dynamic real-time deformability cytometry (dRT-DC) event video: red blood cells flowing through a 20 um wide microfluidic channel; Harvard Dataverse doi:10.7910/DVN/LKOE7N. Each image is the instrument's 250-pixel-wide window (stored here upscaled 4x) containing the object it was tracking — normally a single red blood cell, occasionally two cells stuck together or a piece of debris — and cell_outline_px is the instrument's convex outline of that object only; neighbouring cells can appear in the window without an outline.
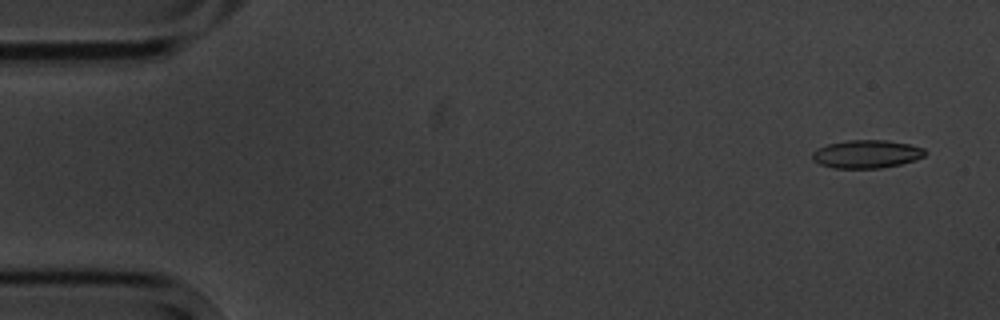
{"species": "common noctule bat (a hibernating species)", "species_latin": "Nyctalus noctula", "temperature_condition": "cold", "stored_images_in_passage": 8, "camera_frame_rate_fps": 3000, "um_per_image_px": 0.085, "animal": {"sex": "male", "body_mass_g": 20.1, "forearm_length_mm": 53.5}, "frame": {"image": 1, "passage_image": 1, "time_ms": 0.0, "image_size_px": [1000, 320], "cell_outline_px": [[928, 152], [924, 156], [916, 160], [900, 164], [880, 168], [832, 168], [820, 164], [812, 160], [812, 152], [816, 148], [828, 144], [848, 140], [888, 140], [908, 144], [924, 148]], "centroid_in_image_um": [73.65, 13.09], "position_along_channel_um": 11.3, "area_um2": 18.61}}
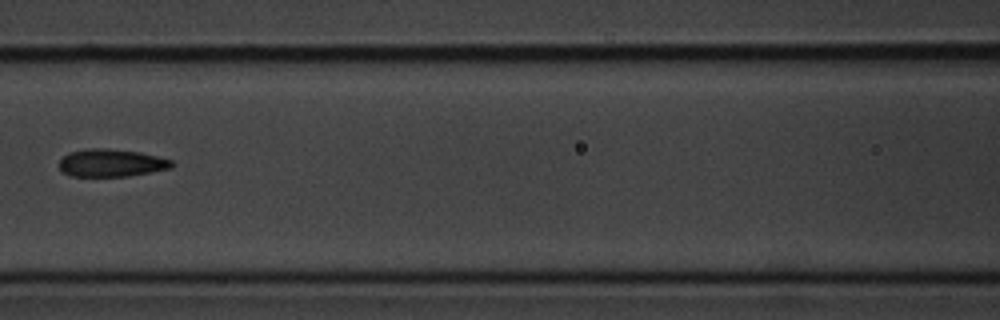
{"frame": {"image": 2, "passage_image": 7, "time_ms": 7.333, "image_size_px": [1000, 320], "cell_outline_px": [[176, 164], [172, 168], [152, 172], [128, 176], [72, 176], [64, 172], [60, 168], [60, 160], [68, 152], [88, 148], [108, 148], [140, 152], [172, 160]], "centroid_in_image_um": [9.5, 13.84], "position_along_channel_um": 157.1, "area_um2": 18.21}}
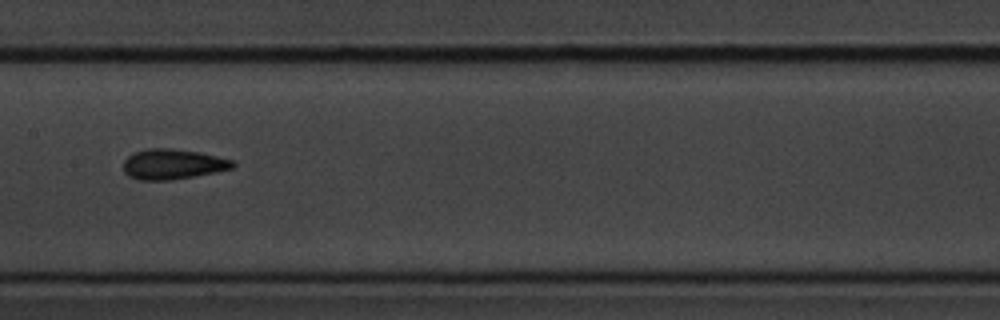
{"frame": {"image": 3, "passage_image": 8, "time_ms": 8.333, "image_size_px": [1000, 320], "cell_outline_px": [[236, 164], [232, 168], [216, 172], [172, 180], [140, 180], [128, 176], [124, 172], [124, 160], [128, 156], [136, 152], [148, 148], [172, 148], [200, 152], [232, 160]], "centroid_in_image_um": [14.68, 13.95], "position_along_channel_um": 192.7, "area_um2": 19.25}}